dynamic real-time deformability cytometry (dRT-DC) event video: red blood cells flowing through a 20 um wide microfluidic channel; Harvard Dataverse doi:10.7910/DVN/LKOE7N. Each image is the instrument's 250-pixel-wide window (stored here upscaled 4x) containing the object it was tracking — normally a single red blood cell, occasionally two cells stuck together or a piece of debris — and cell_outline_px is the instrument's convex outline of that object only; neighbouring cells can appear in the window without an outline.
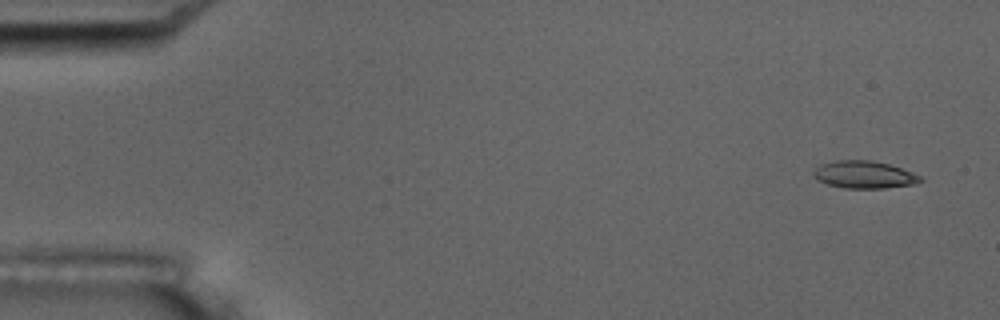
{"species": "common noctule bat (a hibernating species)", "species_latin": "Nyctalus noctula", "temperature_condition": "room temperature", "stored_images_in_passage": 4, "camera_frame_rate_fps": 3000, "um_per_image_px": 0.085, "animal": {"sex": "male", "body_mass_g": 17.5, "forearm_length_mm": 52.3}, "frame": {"image": 1, "passage_image": 1, "time_ms": 0.0, "image_size_px": [1000, 320], "cell_outline_px": [[924, 180], [912, 184], [884, 188], [844, 188], [828, 184], [816, 180], [812, 172], [820, 164], [836, 160], [872, 160], [888, 164], [912, 172], [920, 176]], "centroid_in_image_um": [73.42, 14.84], "position_along_channel_um": 11.6, "area_um2": 16.99}}
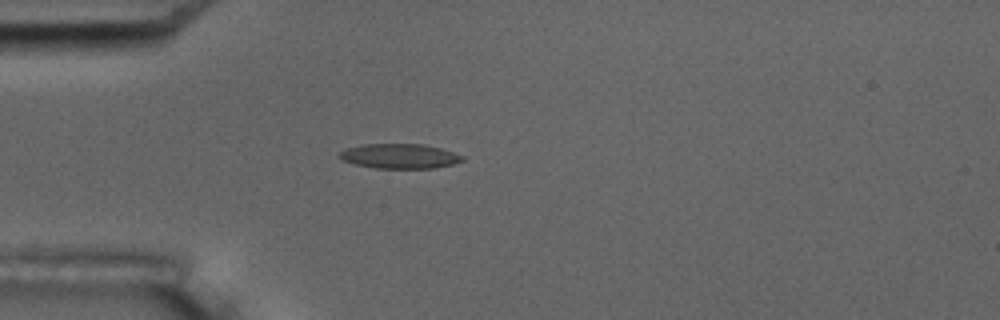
{"frame": {"image": 2, "passage_image": 4, "time_ms": 4.333, "image_size_px": [1000, 320], "cell_outline_px": [[464, 160], [452, 164], [436, 168], [376, 168], [356, 164], [344, 160], [336, 156], [340, 152], [348, 148], [364, 144], [424, 144], [440, 148], [464, 156]], "centroid_in_image_um": [33.98, 13.27], "position_along_channel_um": 51.0, "area_um2": 17.57}}